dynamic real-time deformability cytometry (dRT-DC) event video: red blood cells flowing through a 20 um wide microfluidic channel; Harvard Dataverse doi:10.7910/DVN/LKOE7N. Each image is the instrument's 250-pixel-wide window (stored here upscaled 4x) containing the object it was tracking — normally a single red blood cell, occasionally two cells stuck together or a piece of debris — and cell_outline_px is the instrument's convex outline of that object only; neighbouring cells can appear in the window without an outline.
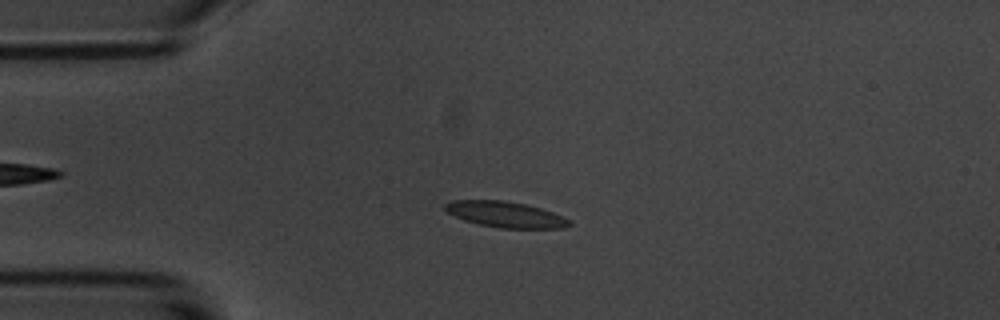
{"species": "common noctule bat (a hibernating species)", "species_latin": "Nyctalus noctula", "temperature_condition": "room temperature", "stored_images_in_passage": 56, "camera_frame_rate_fps": 3000, "um_per_image_px": 0.085, "animal": {"sex": "male", "body_mass_g": 20.1, "forearm_length_mm": 53.5}, "frame": {"image": 1, "passage_image": 13, "time_ms": 4.0, "image_size_px": [1000, 320], "cell_outline_px": [[572, 224], [564, 228], [500, 228], [480, 224], [464, 220], [448, 212], [444, 208], [444, 204], [452, 200], [504, 200], [524, 204], [540, 208], [552, 212], [572, 220]], "centroid_in_image_um": [42.99, 18.23], "position_along_channel_um": 42.0, "area_um2": 18.61}}
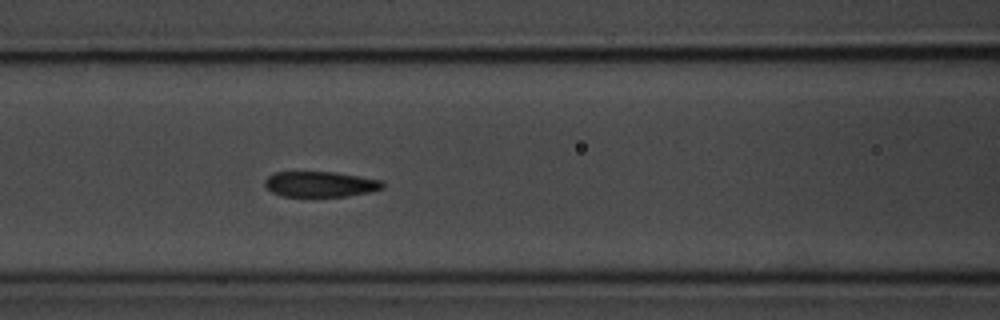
{"frame": {"image": 2, "passage_image": 23, "time_ms": 7.333, "image_size_px": [1000, 320], "cell_outline_px": [[384, 188], [372, 192], [348, 196], [284, 196], [272, 192], [264, 184], [264, 180], [268, 176], [276, 172], [336, 172], [380, 180], [384, 184]], "centroid_in_image_um": [27.24, 15.65], "position_along_channel_um": 139.4, "area_um2": 17.46}}
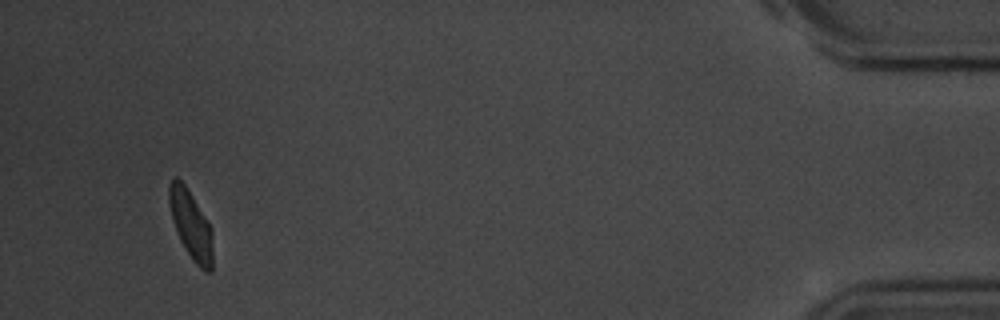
{"frame": {"image": 3, "passage_image": 53, "time_ms": 17.333, "image_size_px": [1000, 320], "cell_outline_px": [[212, 272], [208, 272], [200, 268], [192, 260], [180, 240], [176, 232], [172, 220], [168, 204], [168, 184], [176, 176], [184, 184], [192, 196], [212, 228]], "centroid_in_image_um": [16.21, 19.11], "position_along_channel_um": 419.0, "area_um2": 17.46}, "authors_computed_cell_mechanics": {"area_um2": 18.2359, "velocity_mm_per_s": 3.5502, "shape_relaxation_time_tau1_ms": 3.1, "shape_relaxation_time_tau2_ms": 0.8703, "deformation_change_tau1": 0.1313, "deformation_change_tau2": 0.0453}}